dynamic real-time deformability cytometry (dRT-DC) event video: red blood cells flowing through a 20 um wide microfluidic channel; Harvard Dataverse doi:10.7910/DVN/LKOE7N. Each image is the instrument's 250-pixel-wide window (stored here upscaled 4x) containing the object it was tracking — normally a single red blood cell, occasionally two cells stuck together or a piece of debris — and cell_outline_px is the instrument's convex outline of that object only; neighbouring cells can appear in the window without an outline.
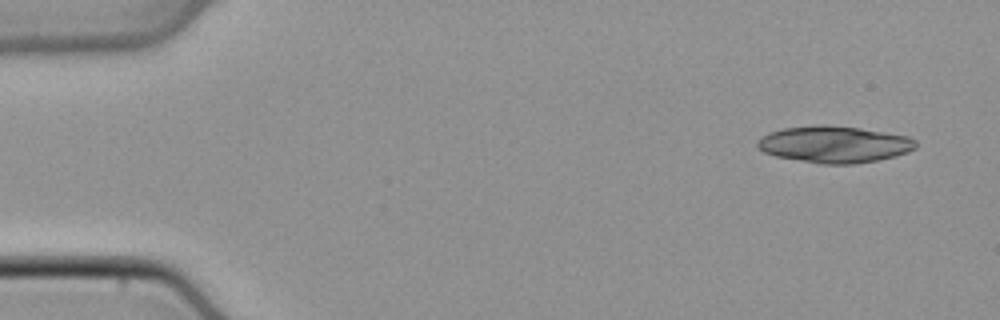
{"species": "common noctule bat (a hibernating species)", "species_latin": "Nyctalus noctula", "temperature_condition": "cold", "stored_images_in_passage": 4, "camera_frame_rate_fps": 3000, "um_per_image_px": 0.085, "animal": {"sex": "male", "body_mass_g": 21.5, "forearm_length_mm": 52.0}, "frame": {"image": 1, "passage_image": 1, "time_ms": 0.0, "image_size_px": [1000, 320], "cell_outline_px": [[916, 148], [908, 152], [896, 156], [876, 160], [852, 164], [820, 164], [776, 156], [764, 152], [756, 144], [760, 136], [784, 128], [820, 124], [860, 128], [908, 136], [916, 140]], "centroid_in_image_um": [70.93, 12.27], "position_along_channel_um": 14.1, "area_um2": 33.76}}